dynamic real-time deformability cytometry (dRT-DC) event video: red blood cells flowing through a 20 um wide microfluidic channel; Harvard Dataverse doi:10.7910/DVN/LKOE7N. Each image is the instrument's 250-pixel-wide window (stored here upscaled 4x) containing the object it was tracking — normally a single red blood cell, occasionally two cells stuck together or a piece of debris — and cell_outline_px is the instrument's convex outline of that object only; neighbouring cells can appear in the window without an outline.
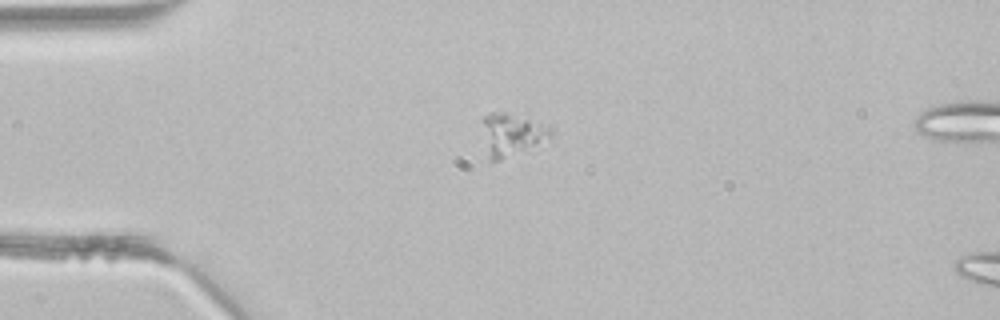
{"species": "common noctule bat (a hibernating species)", "species_latin": "Nyctalus noctula", "temperature_condition": "room temperature", "stored_images_in_passage": 2, "camera_frame_rate_fps": 3000, "um_per_image_px": 0.085, "animal": {"sex": "male", "body_mass_g": 21.5, "forearm_length_mm": 52.0}, "frame": {"image": 1, "passage_image": 1, "time_ms": 0.0, "image_size_px": [1000, 320], "cell_outline_px": [[552, 136], [500, 160], [488, 160], [484, 124], [484, 116], [492, 112], [504, 112], [552, 128]], "centroid_in_image_um": [43.46, 11.43], "position_along_channel_um": 41.5, "area_um2": 15.66}}